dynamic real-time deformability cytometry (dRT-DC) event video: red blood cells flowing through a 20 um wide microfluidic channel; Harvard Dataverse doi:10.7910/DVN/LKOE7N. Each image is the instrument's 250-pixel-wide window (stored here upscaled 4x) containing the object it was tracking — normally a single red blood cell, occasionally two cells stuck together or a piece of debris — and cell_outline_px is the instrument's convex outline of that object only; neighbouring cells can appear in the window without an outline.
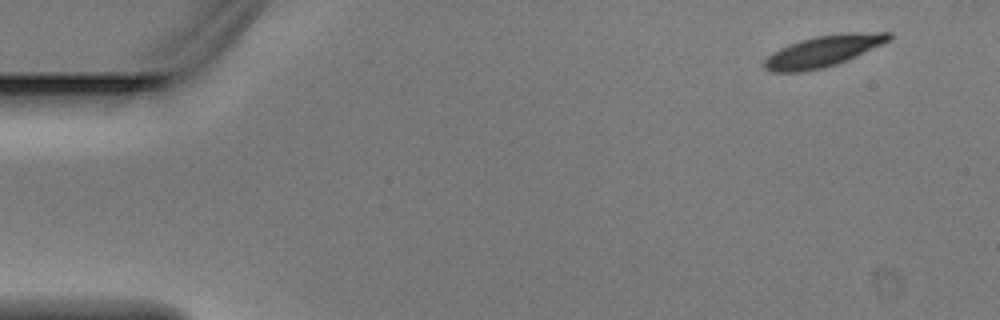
{"species": "Egyptian fruit bat (a non-hibernating species)", "species_latin": "Rousettus aegyptiacus", "temperature_condition": "warm", "stored_images_in_passage": 5, "segment_of_instrument_passage": [1, 2], "camera_frame_rate_fps": 3000, "um_per_image_px": 0.085, "animal": {"sex": "male"}, "frame": {"image": 1, "passage_image": 1, "time_ms": 0.0, "image_size_px": [1000, 320], "cell_outline_px": [[892, 36], [888, 40], [880, 44], [836, 64], [824, 68], [804, 72], [772, 72], [764, 68], [764, 60], [772, 52], [788, 44], [800, 40], [816, 36], [844, 32], [892, 32]], "centroid_in_image_um": [69.9, 4.34], "position_along_channel_um": 15.1, "area_um2": 22.43}}